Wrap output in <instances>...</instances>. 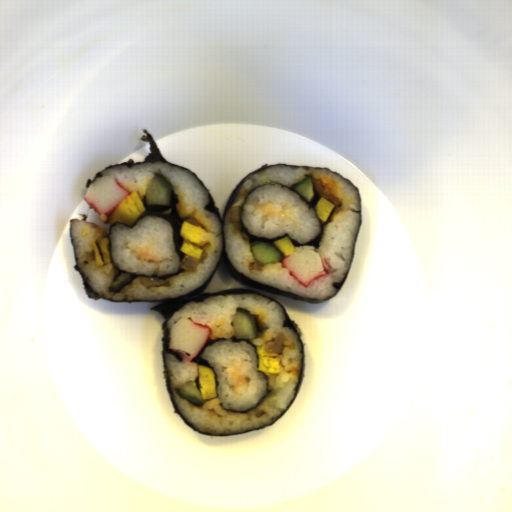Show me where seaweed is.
<instances>
[{"mask_svg": "<svg viewBox=\"0 0 512 512\" xmlns=\"http://www.w3.org/2000/svg\"><path fill=\"white\" fill-rule=\"evenodd\" d=\"M140 130L145 135H141L139 139H141L142 141L148 142V147H149V150H150L151 153H147L142 162H135V160L133 158H129L128 160H126V161H124L122 163H119V164H109V165H107L106 167L96 171L94 176H93V178H92V180L90 178L88 180H86L84 188L88 191L89 185L97 177H102L103 171H105V170H107L109 168L120 166V165H126L127 168H133V165H141L142 163H153L154 164L155 162H162V163H167L169 166L179 167V168L183 169L184 171L188 172L191 176H193L199 182V184L204 188V190L207 193L209 202L206 203L205 205H203V209H205L208 212L216 215V217L218 219V222H219V225L221 227V248H220V254H219V258H218V260H217V262L215 264V267L213 269V272H212L211 276L208 278V280L205 283H203L201 286H199L198 288H196L195 290H193L192 292H190L187 295H179V296H174V297H171V298L133 299V300H129L128 295L125 296L124 299H111V298L104 297L103 290L100 291V292H96V291H94L91 288V286L88 283V279H87L84 271L80 267L79 258H78V254H77V251H76V247H75V243H74V237H73V221H71L69 219L70 245H71V251H72L73 260H74V263H75V265L72 266V268H73V270H75L76 272L79 273L80 279H81V282H82V285H83L84 292H85L87 298H90L92 300H96L97 301L99 299H104V300H108V301H112V302H121V303H129V304L130 303H137V302H158V305L152 307L149 310H155L165 320L163 325H162V327H161L162 336H161V345H160V354H161V362H162V370H163V378H164L165 391H166V393L168 395V398L170 400V403H171L172 407L174 408L173 413H177L178 416L181 418V420L183 421V423L185 425H187L188 427H190L191 429H193L194 431H196L200 435H210V436H219V437L220 436H237V435H241V434L248 433V432H251V431H255V430L262 429V428H266L269 425H271L272 423H274L275 421H277L278 419H280L281 417H283L287 413V411L292 407L294 401L296 400V398H297V396L299 394L300 388H301L302 383H303L304 373H305V368H306L305 347H304V342H303V340L301 338L303 332L300 329V327L298 326V324L296 323V321L295 320H291L287 310L285 309V307L277 299L271 298L269 296H266L264 294H261L259 292L254 291V290H248V289L237 288V287L236 288H230V289H224V290H221V291H218V292H214V293H203V292L208 287V285L211 283V281H212V279H213V277H214V275H215V273H216V271H217V269H218V267H219V265H220V263L222 261L223 264L225 265L228 273L237 282H239L241 284H244V285H246L248 287L257 289L259 291H262V292H265V293H269V294H273V295H277V296H281V297H285V298H289V299H293V300H297V301H301V302H310V303H319V304L324 302V301H326V300H329V299L333 298L337 293H339L342 290V288H343V286H344V284H345V282H346V280H347V278L349 276V273H350V271H351V269L353 267L354 256H355V248H356V241H357V237H358L360 226H361L362 219H363V199H362L360 188L357 187L349 178H344L338 171H333L328 166L327 167H314V166H305V165H290V164H288L286 162H278V163H273V164H266L265 163V164L259 166L258 168L250 171L249 173H247L245 176H243L241 179H239L237 181V183L234 185V187L231 189V191L228 194L227 200H226L225 205H224L222 217H221L220 209H219L218 206L215 205L214 197H213L211 191L202 182V180L192 170H190V169H188V168H186L184 166H181V165H178V164H175L173 162L168 161L163 156V154H162V152H161V150H160V148H159V146H158L154 136L150 133V131L148 129H145V128L144 129H140ZM284 165L288 166V167H291L292 169H297L299 166L300 167H304L307 170L310 167L311 168H326L331 173L336 174V175L346 179L358 191L359 221H358L357 232H356V235H355V238H354V245H353V254H352L351 265H350L348 271L345 274H343L344 281H342L340 283H334L333 284V286L339 288L338 291L336 292V294L333 295V296H330V297H328L326 299H312L311 300V299L304 298V297H301V296H297V295H294V294H291V293H288V292H285V291H281V290H278V289H275V288H272V287H269V286H266V285H262V284L256 283L253 280H251L250 278H248L247 276H245L244 274H242L241 272H239L238 270H236L234 268V266L232 265L231 261L229 260V258L226 256L225 237H224V231H223L224 219H225V215H226L228 209L235 202V200H236V198L238 196V193H239L243 183L247 180V178L250 175H253L255 173H258L260 171L266 170V169L271 168V167L284 166ZM249 293L253 294V295L260 296V297H264V298H266L268 300H271V301L275 302L278 306H280L282 308L284 314H285L283 327L284 328H290L293 332H295L297 334L298 343H299V345H300V347L302 349V355H301L300 373H299V378H298L297 385H296V387L294 389V396L291 399V401L289 402V404L287 405L286 409L279 413L277 419L273 420L272 422L268 423L265 426H260V427L252 428V429L245 430V431H237V432L222 433V434H215V433L205 432L203 430H200V429L194 427L191 423L188 422L186 417L181 412V410H180V408H179V406H178V404H177V402H176V400H175V398L173 396L171 385H170V380H169V374H168V370H167V366H166V362H165V352L173 354L181 362H183V360H182V358L180 357L179 354H177V353H175V352H173V351H171V350H169L167 348L168 336H169V331H170V328H167V322L170 319V317L177 310H179L184 305H186L190 300L193 301V302H204V300L207 299L210 296L249 294Z\"/></svg>", "mask_w": 512, "mask_h": 512, "instance_id": "seaweed-1", "label": "seaweed"}, {"mask_svg": "<svg viewBox=\"0 0 512 512\" xmlns=\"http://www.w3.org/2000/svg\"><path fill=\"white\" fill-rule=\"evenodd\" d=\"M77 215H80L82 216L80 220H83V221H87L88 222V216L86 213H80V214H77Z\"/></svg>", "mask_w": 512, "mask_h": 512, "instance_id": "seaweed-8", "label": "seaweed"}, {"mask_svg": "<svg viewBox=\"0 0 512 512\" xmlns=\"http://www.w3.org/2000/svg\"><path fill=\"white\" fill-rule=\"evenodd\" d=\"M230 339L232 340V342H238V343H239L240 341H246V342H247V343H249V344L253 347V349L256 351V348H257V347H256V345L254 344V342H253V341H251V340H249V339H236V338H234V335H233V336H230Z\"/></svg>", "mask_w": 512, "mask_h": 512, "instance_id": "seaweed-7", "label": "seaweed"}, {"mask_svg": "<svg viewBox=\"0 0 512 512\" xmlns=\"http://www.w3.org/2000/svg\"><path fill=\"white\" fill-rule=\"evenodd\" d=\"M298 198H299V199H301L303 202H305V203L308 205V207H309V208H314L315 204H316V203H317V201L320 199V198H319V196H318V194H317V192H316V190H314V198H313V200H312L311 202H308L307 200H305V199H304L303 197H301L300 195H299V197H298ZM314 209H315V208H314Z\"/></svg>", "mask_w": 512, "mask_h": 512, "instance_id": "seaweed-6", "label": "seaweed"}, {"mask_svg": "<svg viewBox=\"0 0 512 512\" xmlns=\"http://www.w3.org/2000/svg\"><path fill=\"white\" fill-rule=\"evenodd\" d=\"M295 185H297V184H295ZM295 185L286 186V185H284V184H283V185H281V186H283L284 188H286V189H288V190H290V191H294V192H295V190L293 189V187H294Z\"/></svg>", "mask_w": 512, "mask_h": 512, "instance_id": "seaweed-9", "label": "seaweed"}, {"mask_svg": "<svg viewBox=\"0 0 512 512\" xmlns=\"http://www.w3.org/2000/svg\"><path fill=\"white\" fill-rule=\"evenodd\" d=\"M220 340H227V339L218 337L216 340H208L207 343L205 344V346L199 352V354L197 356H195L194 358H192L193 359L192 362L196 363L199 366L202 365V366L209 367L211 369V365L209 364V362L207 360H205L204 358H202L201 356L204 354L207 346H213L217 341H220Z\"/></svg>", "mask_w": 512, "mask_h": 512, "instance_id": "seaweed-4", "label": "seaweed"}, {"mask_svg": "<svg viewBox=\"0 0 512 512\" xmlns=\"http://www.w3.org/2000/svg\"><path fill=\"white\" fill-rule=\"evenodd\" d=\"M141 202H142V204H143V206H144L146 211L144 213H142L136 219V221L134 222L133 225H129V224L124 223L122 221H117L116 220L115 222H113L110 225L108 234H105V237L109 238V246H108L107 249L109 251V255H110V259H111L110 263H111L113 269L117 270V274L113 278V283L122 273H130V275H131V278H130L129 282L126 283L124 286H122L120 289H111V288L109 289V290H111L114 293L115 292H120L127 284H131L133 279L138 277V276H142V277H145V278L146 277H154V278H158V279L162 280V279H166V278H168L170 276L177 275V274H180L182 272H185V270H186V269H184V268L179 266V269H178L177 272H174V273H171V274H167V275L158 276L156 273L155 274H151V275H146L144 273H135V272H130V271H124V270L118 269L114 265L113 257H112V252H111L113 241H112V238L110 236L112 228L115 226V224H121L123 226H126V227L132 229L135 226H137L138 221L140 219H142L143 217H145V216H158V217L164 218L167 221H169L170 226L172 228L173 251H175L177 253L180 262L184 259L185 255H186V253L180 251L182 245L184 244V237L180 234L181 227H182V224H183L184 220H183V218H180V216L178 214V211H177V208L175 206V204L179 203V198H178V195L175 192V190L171 188L169 206L147 205L146 193L143 195V197L141 199Z\"/></svg>", "mask_w": 512, "mask_h": 512, "instance_id": "seaweed-2", "label": "seaweed"}, {"mask_svg": "<svg viewBox=\"0 0 512 512\" xmlns=\"http://www.w3.org/2000/svg\"><path fill=\"white\" fill-rule=\"evenodd\" d=\"M262 185H264V184H262ZM262 185L255 186L253 189H251L248 192V194L245 196L244 202H241V204H240V206L238 208L240 231H241V233H245L247 235L248 240H249V244L251 245V242H269V243L273 244V242L278 241L280 239H283L284 237H289V239L293 243L294 247H296V246H314L315 248L318 249L320 247L321 240H322L324 232H325V223H322L321 221H320V233H319V235H317L316 237H314L313 239H311L307 243H300L297 239L291 237L288 233H284V234H282L280 236H276V237H273V238H267V237H264V236H256V235H254V234L249 232L248 228L246 227V225L244 223L243 216H242V212L244 210L243 206L246 203L247 198L251 194V192L254 189H256V188H258V187H260Z\"/></svg>", "mask_w": 512, "mask_h": 512, "instance_id": "seaweed-3", "label": "seaweed"}, {"mask_svg": "<svg viewBox=\"0 0 512 512\" xmlns=\"http://www.w3.org/2000/svg\"><path fill=\"white\" fill-rule=\"evenodd\" d=\"M221 407H224V403H222L221 401L218 403Z\"/></svg>", "mask_w": 512, "mask_h": 512, "instance_id": "seaweed-10", "label": "seaweed"}, {"mask_svg": "<svg viewBox=\"0 0 512 512\" xmlns=\"http://www.w3.org/2000/svg\"><path fill=\"white\" fill-rule=\"evenodd\" d=\"M264 378H265V384H266V394L265 396H261L260 400L258 403H256L255 405L249 407V408H246V409H230V408H226L225 407V411H231V412H236V413H246L250 410H252L253 408H255L256 406H258L260 404V402L271 392L272 389H269V380H268V376L264 373Z\"/></svg>", "mask_w": 512, "mask_h": 512, "instance_id": "seaweed-5", "label": "seaweed"}]
</instances>
